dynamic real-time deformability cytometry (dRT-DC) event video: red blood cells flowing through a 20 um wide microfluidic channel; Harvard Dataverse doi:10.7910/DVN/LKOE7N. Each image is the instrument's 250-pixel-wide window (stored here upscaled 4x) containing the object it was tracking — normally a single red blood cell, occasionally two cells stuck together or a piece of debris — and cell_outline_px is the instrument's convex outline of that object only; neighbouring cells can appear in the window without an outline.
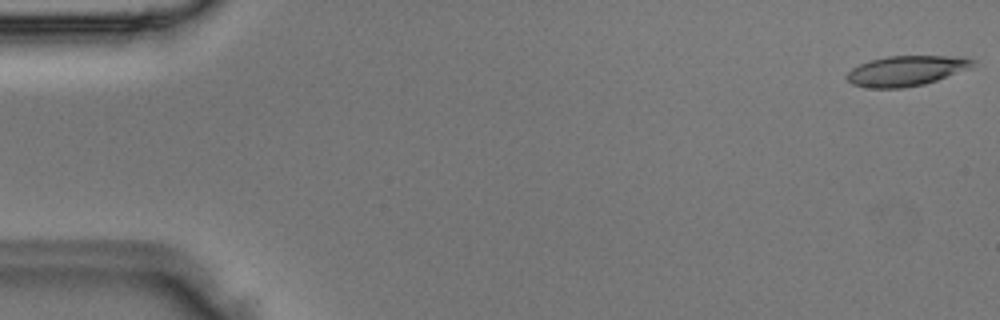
{"species": "Egyptian fruit bat (a non-hibernating species)", "species_latin": "Rousettus aegyptiacus", "temperature_condition": "room temperature", "stored_images_in_passage": 4, "camera_frame_rate_fps": 3000, "um_per_image_px": 0.085, "animal": {"sex": "male"}, "frame": {"image": 1, "passage_image": 1, "time_ms": 0.0, "image_size_px": [1000, 320], "cell_outline_px": [[976, 60], [972, 68], [924, 84], [904, 88], [864, 88], [852, 84], [844, 76], [852, 68], [868, 60], [888, 56], [964, 56]], "centroid_in_image_um": [77.03, 6.01], "position_along_channel_um": 8.0, "area_um2": 22.43}}